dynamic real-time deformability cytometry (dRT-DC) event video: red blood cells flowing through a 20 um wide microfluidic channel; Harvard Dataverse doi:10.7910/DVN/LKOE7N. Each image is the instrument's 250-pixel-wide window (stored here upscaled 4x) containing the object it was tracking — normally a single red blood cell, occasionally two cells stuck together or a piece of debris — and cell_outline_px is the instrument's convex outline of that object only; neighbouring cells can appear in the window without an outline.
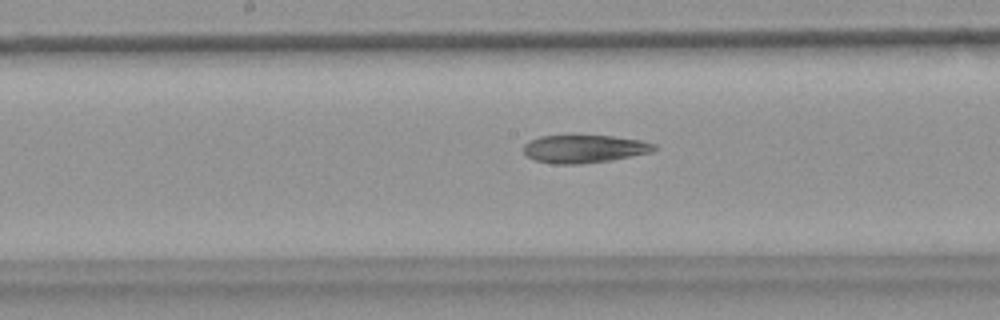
{"species": "common noctule bat (a hibernating species)", "species_latin": "Nyctalus noctula", "temperature_condition": "warm", "stored_images_in_passage": 33, "camera_frame_rate_fps": 3000, "um_per_image_px": 0.085, "animal": {"sex": "female", "body_mass_g": 18.4}, "frame": {"image": 1, "passage_image": 13, "time_ms": 4.0, "image_size_px": [1000, 320], "cell_outline_px": [[656, 148], [652, 152], [608, 160], [580, 164], [556, 164], [536, 160], [528, 156], [524, 152], [524, 144], [528, 140], [540, 136], [612, 136], [640, 140], [656, 144]], "centroid_in_image_um": [49.65, 12.65], "position_along_channel_um": 198.6, "area_um2": 20.98}}
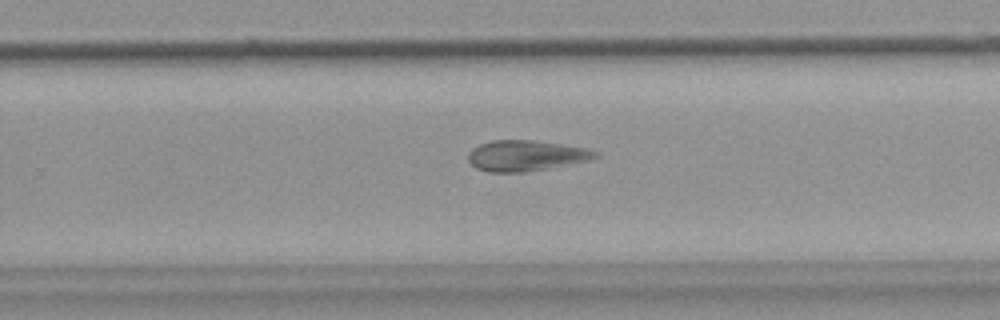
{"frame": {"image": 2, "passage_image": 20, "time_ms": 6.333, "image_size_px": [1000, 320], "cell_outline_px": [[600, 156], [588, 160], [548, 168], [520, 172], [488, 172], [476, 168], [468, 160], [468, 152], [472, 148], [480, 144], [492, 140], [532, 140], [584, 148], [596, 152]], "centroid_in_image_um": [44.63, 13.23], "position_along_channel_um": 285.2, "area_um2": 22.37}}
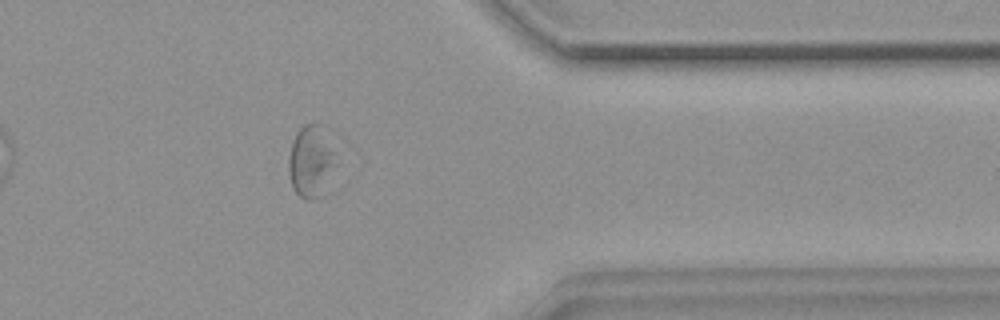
{"frame": {"image": 3, "passage_image": 29, "time_ms": 9.333, "image_size_px": [1000, 320], "cell_outline_px": [[340, 164], [324, 196], [308, 200], [300, 196], [292, 188], [288, 172], [288, 160], [292, 144], [296, 132], [304, 124], [324, 124], [332, 128], [336, 132]], "centroid_in_image_um": [26.63, 13.63], "position_along_channel_um": 384.8, "area_um2": 22.43}, "authors_computed_cell_mechanics": {"area_um2": 22.3686, "velocity_mm_per_s": 3.7301, "shape_relaxation_time_tau1_ms": null, "shape_relaxation_time_tau2_ms": 2.7328, "deformation_change_tau1": null, "deformation_change_tau2": 0.0894}}